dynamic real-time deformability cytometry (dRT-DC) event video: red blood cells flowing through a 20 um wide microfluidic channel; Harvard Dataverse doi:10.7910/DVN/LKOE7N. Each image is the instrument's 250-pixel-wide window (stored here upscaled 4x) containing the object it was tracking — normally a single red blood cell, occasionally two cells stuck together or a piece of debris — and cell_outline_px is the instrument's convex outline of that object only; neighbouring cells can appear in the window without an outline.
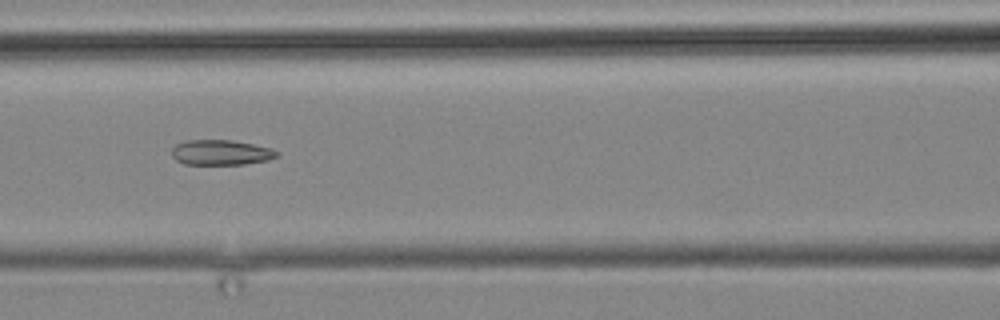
{"species": "common noctule bat (a hibernating species)", "species_latin": "Nyctalus noctula", "temperature_condition": "cold", "stored_images_in_passage": 8, "camera_frame_rate_fps": 3000, "um_per_image_px": 0.085, "animal": {"sex": "male", "body_mass_g": 19.2, "forearm_length_mm": 51.8}, "frame": {"image": 1, "passage_image": 5, "time_ms": 4.667, "image_size_px": [1000, 320], "cell_outline_px": [[280, 156], [268, 160], [244, 164], [184, 164], [176, 160], [172, 156], [172, 148], [176, 144], [184, 140], [232, 140], [272, 148], [280, 152]], "centroid_in_image_um": [18.8, 12.96], "position_along_channel_um": 147.8, "area_um2": 15.55}}
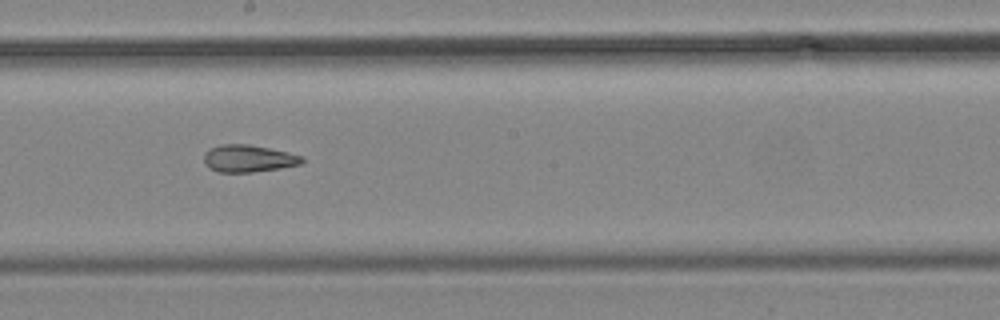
{"frame": {"image": 2, "passage_image": 7, "time_ms": 7.0, "image_size_px": [1000, 320], "cell_outline_px": [[304, 160], [300, 164], [280, 168], [252, 172], [220, 172], [208, 168], [204, 164], [204, 152], [208, 148], [224, 144], [248, 144], [288, 152], [304, 156]], "centroid_in_image_um": [21.09, 13.47], "position_along_channel_um": 227.1, "area_um2": 15.61}}
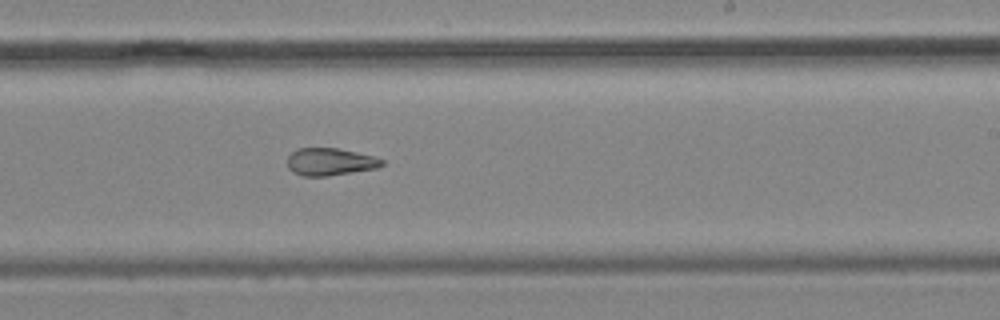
{"frame": {"image": 3, "passage_image": 8, "time_ms": 8.0, "image_size_px": [1000, 320], "cell_outline_px": [[384, 164], [376, 168], [328, 176], [304, 176], [292, 172], [288, 168], [288, 156], [296, 148], [336, 148], [376, 156], [384, 160]], "centroid_in_image_um": [28.06, 13.75], "position_along_channel_um": 260.9, "area_um2": 15.14}}